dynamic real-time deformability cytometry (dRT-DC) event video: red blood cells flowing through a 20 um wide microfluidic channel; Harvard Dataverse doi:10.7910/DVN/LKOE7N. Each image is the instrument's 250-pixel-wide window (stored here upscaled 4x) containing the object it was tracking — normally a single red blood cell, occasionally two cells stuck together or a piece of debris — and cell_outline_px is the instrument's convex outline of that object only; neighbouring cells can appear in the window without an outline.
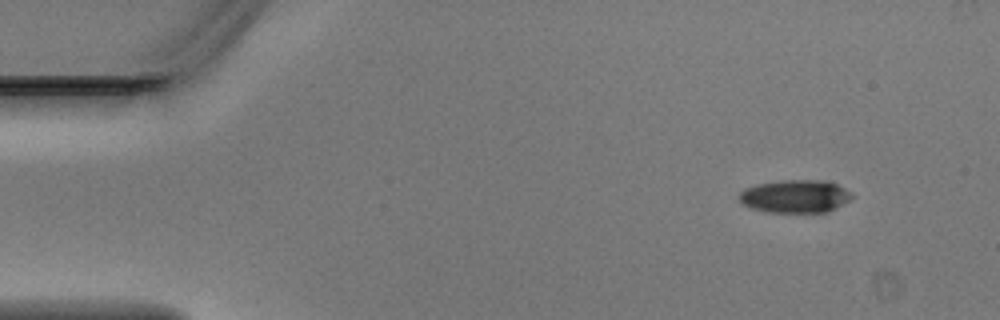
{"species": "Egyptian fruit bat (a non-hibernating species)", "species_latin": "Rousettus aegyptiacus", "temperature_condition": "warm", "stored_images_in_passage": 4, "camera_frame_rate_fps": 3000, "um_per_image_px": 0.085, "animal": {"sex": "male"}, "frame": {"image": 1, "passage_image": 1, "time_ms": 0.0, "image_size_px": [1000, 320], "cell_outline_px": [[852, 196], [848, 200], [836, 208], [828, 212], [768, 212], [752, 208], [740, 204], [736, 196], [744, 188], [756, 184], [784, 180], [824, 180], [836, 184], [852, 192]], "centroid_in_image_um": [67.53, 16.68], "position_along_channel_um": 17.5, "area_um2": 21.79}}